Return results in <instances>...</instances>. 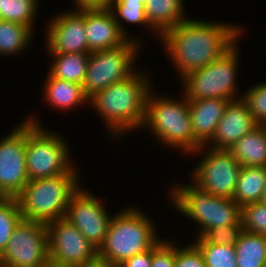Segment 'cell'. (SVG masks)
<instances>
[{"label": "cell", "mask_w": 266, "mask_h": 267, "mask_svg": "<svg viewBox=\"0 0 266 267\" xmlns=\"http://www.w3.org/2000/svg\"><path fill=\"white\" fill-rule=\"evenodd\" d=\"M7 197L0 190V203L3 202Z\"/></svg>", "instance_id": "39"}, {"label": "cell", "mask_w": 266, "mask_h": 267, "mask_svg": "<svg viewBox=\"0 0 266 267\" xmlns=\"http://www.w3.org/2000/svg\"><path fill=\"white\" fill-rule=\"evenodd\" d=\"M175 267H206L203 254L192 243L185 248L176 247Z\"/></svg>", "instance_id": "34"}, {"label": "cell", "mask_w": 266, "mask_h": 267, "mask_svg": "<svg viewBox=\"0 0 266 267\" xmlns=\"http://www.w3.org/2000/svg\"><path fill=\"white\" fill-rule=\"evenodd\" d=\"M49 262L59 267H85L98 261V249L68 220L46 224Z\"/></svg>", "instance_id": "10"}, {"label": "cell", "mask_w": 266, "mask_h": 267, "mask_svg": "<svg viewBox=\"0 0 266 267\" xmlns=\"http://www.w3.org/2000/svg\"><path fill=\"white\" fill-rule=\"evenodd\" d=\"M242 232V222H237L234 225H220L219 227L212 228L204 237L214 244L235 245Z\"/></svg>", "instance_id": "32"}, {"label": "cell", "mask_w": 266, "mask_h": 267, "mask_svg": "<svg viewBox=\"0 0 266 267\" xmlns=\"http://www.w3.org/2000/svg\"><path fill=\"white\" fill-rule=\"evenodd\" d=\"M124 210L112 215L104 244L98 250L99 261L116 267L160 241L147 214L138 208Z\"/></svg>", "instance_id": "3"}, {"label": "cell", "mask_w": 266, "mask_h": 267, "mask_svg": "<svg viewBox=\"0 0 266 267\" xmlns=\"http://www.w3.org/2000/svg\"><path fill=\"white\" fill-rule=\"evenodd\" d=\"M45 267H59V266H55V265L49 263Z\"/></svg>", "instance_id": "41"}, {"label": "cell", "mask_w": 266, "mask_h": 267, "mask_svg": "<svg viewBox=\"0 0 266 267\" xmlns=\"http://www.w3.org/2000/svg\"><path fill=\"white\" fill-rule=\"evenodd\" d=\"M112 3H133V4H144L145 0H113Z\"/></svg>", "instance_id": "37"}, {"label": "cell", "mask_w": 266, "mask_h": 267, "mask_svg": "<svg viewBox=\"0 0 266 267\" xmlns=\"http://www.w3.org/2000/svg\"><path fill=\"white\" fill-rule=\"evenodd\" d=\"M191 183L188 186H174L168 195H171L176 210L196 221L201 227L198 237L220 225L241 222V207L233 199L214 196Z\"/></svg>", "instance_id": "5"}, {"label": "cell", "mask_w": 266, "mask_h": 267, "mask_svg": "<svg viewBox=\"0 0 266 267\" xmlns=\"http://www.w3.org/2000/svg\"><path fill=\"white\" fill-rule=\"evenodd\" d=\"M49 131L35 118H27L25 162L29 180L77 173L69 160L67 142Z\"/></svg>", "instance_id": "7"}, {"label": "cell", "mask_w": 266, "mask_h": 267, "mask_svg": "<svg viewBox=\"0 0 266 267\" xmlns=\"http://www.w3.org/2000/svg\"><path fill=\"white\" fill-rule=\"evenodd\" d=\"M237 26L186 18L167 30L160 39L183 78L212 63L237 44L242 34V28Z\"/></svg>", "instance_id": "1"}, {"label": "cell", "mask_w": 266, "mask_h": 267, "mask_svg": "<svg viewBox=\"0 0 266 267\" xmlns=\"http://www.w3.org/2000/svg\"><path fill=\"white\" fill-rule=\"evenodd\" d=\"M230 101L232 100L222 98L188 100L193 132V152L212 139L217 124Z\"/></svg>", "instance_id": "18"}, {"label": "cell", "mask_w": 266, "mask_h": 267, "mask_svg": "<svg viewBox=\"0 0 266 267\" xmlns=\"http://www.w3.org/2000/svg\"><path fill=\"white\" fill-rule=\"evenodd\" d=\"M204 154L192 172V182L214 196L233 199L242 166L226 149L209 148Z\"/></svg>", "instance_id": "12"}, {"label": "cell", "mask_w": 266, "mask_h": 267, "mask_svg": "<svg viewBox=\"0 0 266 267\" xmlns=\"http://www.w3.org/2000/svg\"><path fill=\"white\" fill-rule=\"evenodd\" d=\"M46 31L49 53H91L85 34V9L56 15Z\"/></svg>", "instance_id": "15"}, {"label": "cell", "mask_w": 266, "mask_h": 267, "mask_svg": "<svg viewBox=\"0 0 266 267\" xmlns=\"http://www.w3.org/2000/svg\"><path fill=\"white\" fill-rule=\"evenodd\" d=\"M266 190V167H242L233 200L240 206L261 202Z\"/></svg>", "instance_id": "22"}, {"label": "cell", "mask_w": 266, "mask_h": 267, "mask_svg": "<svg viewBox=\"0 0 266 267\" xmlns=\"http://www.w3.org/2000/svg\"><path fill=\"white\" fill-rule=\"evenodd\" d=\"M139 43L137 39L132 38L123 46L89 54L86 76L82 84L88 98L136 72L133 65L142 46Z\"/></svg>", "instance_id": "9"}, {"label": "cell", "mask_w": 266, "mask_h": 267, "mask_svg": "<svg viewBox=\"0 0 266 267\" xmlns=\"http://www.w3.org/2000/svg\"><path fill=\"white\" fill-rule=\"evenodd\" d=\"M0 262L11 267H45L49 264L46 224L22 219L0 255Z\"/></svg>", "instance_id": "11"}, {"label": "cell", "mask_w": 266, "mask_h": 267, "mask_svg": "<svg viewBox=\"0 0 266 267\" xmlns=\"http://www.w3.org/2000/svg\"><path fill=\"white\" fill-rule=\"evenodd\" d=\"M152 248L126 259L117 267H151Z\"/></svg>", "instance_id": "35"}, {"label": "cell", "mask_w": 266, "mask_h": 267, "mask_svg": "<svg viewBox=\"0 0 266 267\" xmlns=\"http://www.w3.org/2000/svg\"><path fill=\"white\" fill-rule=\"evenodd\" d=\"M241 222L243 231L266 237V205L255 202L242 206Z\"/></svg>", "instance_id": "29"}, {"label": "cell", "mask_w": 266, "mask_h": 267, "mask_svg": "<svg viewBox=\"0 0 266 267\" xmlns=\"http://www.w3.org/2000/svg\"><path fill=\"white\" fill-rule=\"evenodd\" d=\"M31 37L29 26L0 19V56H17L30 45Z\"/></svg>", "instance_id": "25"}, {"label": "cell", "mask_w": 266, "mask_h": 267, "mask_svg": "<svg viewBox=\"0 0 266 267\" xmlns=\"http://www.w3.org/2000/svg\"><path fill=\"white\" fill-rule=\"evenodd\" d=\"M147 99L146 115L143 126L151 129L158 139L180 152H193V132L188 100H174L169 96L153 95Z\"/></svg>", "instance_id": "6"}, {"label": "cell", "mask_w": 266, "mask_h": 267, "mask_svg": "<svg viewBox=\"0 0 266 267\" xmlns=\"http://www.w3.org/2000/svg\"><path fill=\"white\" fill-rule=\"evenodd\" d=\"M45 83L44 96L53 108L67 111V109L89 102L81 84L57 79L49 73Z\"/></svg>", "instance_id": "21"}, {"label": "cell", "mask_w": 266, "mask_h": 267, "mask_svg": "<svg viewBox=\"0 0 266 267\" xmlns=\"http://www.w3.org/2000/svg\"><path fill=\"white\" fill-rule=\"evenodd\" d=\"M144 7L147 21L159 38L186 20L183 0H145Z\"/></svg>", "instance_id": "19"}, {"label": "cell", "mask_w": 266, "mask_h": 267, "mask_svg": "<svg viewBox=\"0 0 266 267\" xmlns=\"http://www.w3.org/2000/svg\"><path fill=\"white\" fill-rule=\"evenodd\" d=\"M85 34L90 52L113 49L129 41L110 9H85Z\"/></svg>", "instance_id": "17"}, {"label": "cell", "mask_w": 266, "mask_h": 267, "mask_svg": "<svg viewBox=\"0 0 266 267\" xmlns=\"http://www.w3.org/2000/svg\"><path fill=\"white\" fill-rule=\"evenodd\" d=\"M90 53H50L49 74L57 79L83 84Z\"/></svg>", "instance_id": "23"}, {"label": "cell", "mask_w": 266, "mask_h": 267, "mask_svg": "<svg viewBox=\"0 0 266 267\" xmlns=\"http://www.w3.org/2000/svg\"><path fill=\"white\" fill-rule=\"evenodd\" d=\"M22 219L16 198H6L0 203V255L4 252L14 229Z\"/></svg>", "instance_id": "28"}, {"label": "cell", "mask_w": 266, "mask_h": 267, "mask_svg": "<svg viewBox=\"0 0 266 267\" xmlns=\"http://www.w3.org/2000/svg\"><path fill=\"white\" fill-rule=\"evenodd\" d=\"M85 267H116V266H112V265L103 263V262L98 260L97 262L90 264V265H87Z\"/></svg>", "instance_id": "38"}, {"label": "cell", "mask_w": 266, "mask_h": 267, "mask_svg": "<svg viewBox=\"0 0 266 267\" xmlns=\"http://www.w3.org/2000/svg\"><path fill=\"white\" fill-rule=\"evenodd\" d=\"M194 244L203 254L206 267H237L234 245H218L204 236L197 237Z\"/></svg>", "instance_id": "27"}, {"label": "cell", "mask_w": 266, "mask_h": 267, "mask_svg": "<svg viewBox=\"0 0 266 267\" xmlns=\"http://www.w3.org/2000/svg\"><path fill=\"white\" fill-rule=\"evenodd\" d=\"M38 2V0H0V19L33 29Z\"/></svg>", "instance_id": "26"}, {"label": "cell", "mask_w": 266, "mask_h": 267, "mask_svg": "<svg viewBox=\"0 0 266 267\" xmlns=\"http://www.w3.org/2000/svg\"><path fill=\"white\" fill-rule=\"evenodd\" d=\"M242 167H266V127L257 126L228 149Z\"/></svg>", "instance_id": "20"}, {"label": "cell", "mask_w": 266, "mask_h": 267, "mask_svg": "<svg viewBox=\"0 0 266 267\" xmlns=\"http://www.w3.org/2000/svg\"><path fill=\"white\" fill-rule=\"evenodd\" d=\"M145 74L135 72L129 78L114 83L89 98L105 125L115 137L125 131L142 128L147 99L152 88Z\"/></svg>", "instance_id": "2"}, {"label": "cell", "mask_w": 266, "mask_h": 267, "mask_svg": "<svg viewBox=\"0 0 266 267\" xmlns=\"http://www.w3.org/2000/svg\"><path fill=\"white\" fill-rule=\"evenodd\" d=\"M0 140V190L15 198L29 182L26 170V119Z\"/></svg>", "instance_id": "13"}, {"label": "cell", "mask_w": 266, "mask_h": 267, "mask_svg": "<svg viewBox=\"0 0 266 267\" xmlns=\"http://www.w3.org/2000/svg\"><path fill=\"white\" fill-rule=\"evenodd\" d=\"M176 245L163 238L152 248L151 267H175Z\"/></svg>", "instance_id": "33"}, {"label": "cell", "mask_w": 266, "mask_h": 267, "mask_svg": "<svg viewBox=\"0 0 266 267\" xmlns=\"http://www.w3.org/2000/svg\"><path fill=\"white\" fill-rule=\"evenodd\" d=\"M82 189L81 186L71 196L65 219L99 250L104 244L112 216L98 198Z\"/></svg>", "instance_id": "14"}, {"label": "cell", "mask_w": 266, "mask_h": 267, "mask_svg": "<svg viewBox=\"0 0 266 267\" xmlns=\"http://www.w3.org/2000/svg\"><path fill=\"white\" fill-rule=\"evenodd\" d=\"M0 267H11L0 262Z\"/></svg>", "instance_id": "42"}, {"label": "cell", "mask_w": 266, "mask_h": 267, "mask_svg": "<svg viewBox=\"0 0 266 267\" xmlns=\"http://www.w3.org/2000/svg\"><path fill=\"white\" fill-rule=\"evenodd\" d=\"M238 53L236 44H234L212 63L181 78L183 79L185 98L187 100L207 98L236 100L242 98V96L236 95Z\"/></svg>", "instance_id": "8"}, {"label": "cell", "mask_w": 266, "mask_h": 267, "mask_svg": "<svg viewBox=\"0 0 266 267\" xmlns=\"http://www.w3.org/2000/svg\"><path fill=\"white\" fill-rule=\"evenodd\" d=\"M76 9H109L113 0H73Z\"/></svg>", "instance_id": "36"}, {"label": "cell", "mask_w": 266, "mask_h": 267, "mask_svg": "<svg viewBox=\"0 0 266 267\" xmlns=\"http://www.w3.org/2000/svg\"><path fill=\"white\" fill-rule=\"evenodd\" d=\"M77 173L29 180L15 197L23 219L48 224L65 218L71 196L80 188Z\"/></svg>", "instance_id": "4"}, {"label": "cell", "mask_w": 266, "mask_h": 267, "mask_svg": "<svg viewBox=\"0 0 266 267\" xmlns=\"http://www.w3.org/2000/svg\"><path fill=\"white\" fill-rule=\"evenodd\" d=\"M259 124L256 122L247 103L242 99L232 100L228 103L225 112L217 124V128L212 139L202 145L193 153H200L203 148L208 147L212 143V149L228 150L242 136L254 130ZM202 149V150H201Z\"/></svg>", "instance_id": "16"}, {"label": "cell", "mask_w": 266, "mask_h": 267, "mask_svg": "<svg viewBox=\"0 0 266 267\" xmlns=\"http://www.w3.org/2000/svg\"><path fill=\"white\" fill-rule=\"evenodd\" d=\"M242 99L247 103L249 111L259 125L266 124V82L250 88Z\"/></svg>", "instance_id": "31"}, {"label": "cell", "mask_w": 266, "mask_h": 267, "mask_svg": "<svg viewBox=\"0 0 266 267\" xmlns=\"http://www.w3.org/2000/svg\"><path fill=\"white\" fill-rule=\"evenodd\" d=\"M261 202L266 205V190L264 191V195L262 197Z\"/></svg>", "instance_id": "40"}, {"label": "cell", "mask_w": 266, "mask_h": 267, "mask_svg": "<svg viewBox=\"0 0 266 267\" xmlns=\"http://www.w3.org/2000/svg\"><path fill=\"white\" fill-rule=\"evenodd\" d=\"M237 267H263L266 264V237L243 231L236 242Z\"/></svg>", "instance_id": "24"}, {"label": "cell", "mask_w": 266, "mask_h": 267, "mask_svg": "<svg viewBox=\"0 0 266 267\" xmlns=\"http://www.w3.org/2000/svg\"><path fill=\"white\" fill-rule=\"evenodd\" d=\"M116 22L118 23L121 32L130 40V37L127 36L124 26L121 24V18L128 23L136 25H145L149 26V29L152 28L146 18L144 4H133V3H112L109 8Z\"/></svg>", "instance_id": "30"}]
</instances>
